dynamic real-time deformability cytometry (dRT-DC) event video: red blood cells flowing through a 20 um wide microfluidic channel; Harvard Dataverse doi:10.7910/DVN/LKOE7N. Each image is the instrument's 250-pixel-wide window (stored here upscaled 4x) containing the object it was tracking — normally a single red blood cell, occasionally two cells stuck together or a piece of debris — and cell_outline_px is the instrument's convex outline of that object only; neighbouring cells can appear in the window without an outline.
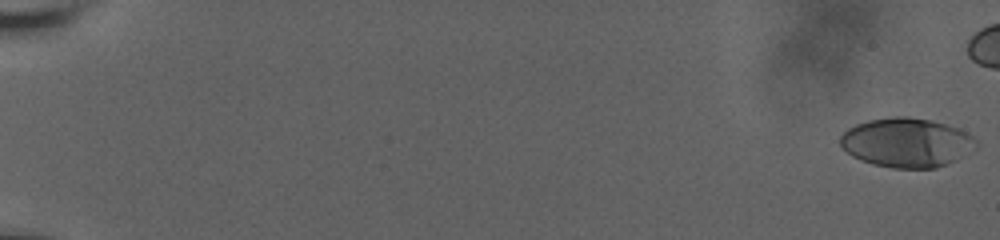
{"species": "human", "species_latin": "Homo sapiens", "temperature_condition": "room temperature", "stored_images_in_passage": 56, "camera_frame_rate_fps": 3000, "um_per_image_px": 0.085, "donor": {"sex": "male"}, "frame": {"image": 1, "passage_image": 1, "time_ms": 0.0, "image_size_px": [1000, 240], "cell_outline_px": [[980, 144], [952, 160], [936, 168], [892, 168], [872, 164], [860, 160], [852, 156], [840, 144], [840, 136], [848, 128], [856, 124], [868, 120], [892, 116], [908, 116], [932, 120], [960, 128], [968, 132]], "centroid_in_image_um": [77.04, 12.1], "position_along_channel_um": 8.0, "area_um2": 38.9}}
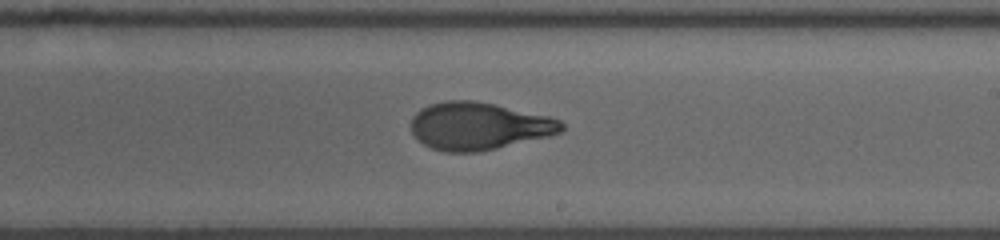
{"frame": {"image": 2, "passage_image": 39, "time_ms": 12.667, "image_size_px": [1000, 240], "cell_outline_px": [[564, 128], [560, 132], [548, 136], [496, 148], [476, 152], [444, 152], [432, 148], [424, 144], [412, 132], [412, 116], [420, 108], [432, 104], [448, 100], [476, 100], [548, 116], [560, 120], [564, 124]], "centroid_in_image_um": [40.68, 10.71], "position_along_channel_um": 248.3, "area_um2": 41.33}}
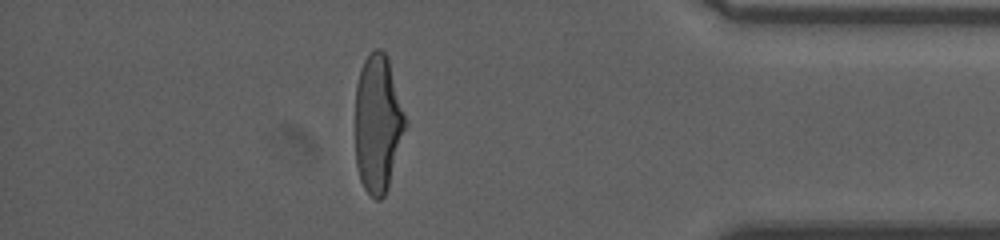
{"frame": {"image": 3, "passage_image": 54, "time_ms": 17.667, "image_size_px": [1000, 240], "cell_outline_px": [[408, 124], [388, 188], [384, 196], [380, 200], [376, 200], [364, 188], [360, 180], [356, 164], [356, 84], [360, 68], [364, 60], [376, 48], [380, 48], [388, 56]], "centroid_in_image_um": [32.13, 10.51], "position_along_channel_um": 403.1, "area_um2": 40.58}}